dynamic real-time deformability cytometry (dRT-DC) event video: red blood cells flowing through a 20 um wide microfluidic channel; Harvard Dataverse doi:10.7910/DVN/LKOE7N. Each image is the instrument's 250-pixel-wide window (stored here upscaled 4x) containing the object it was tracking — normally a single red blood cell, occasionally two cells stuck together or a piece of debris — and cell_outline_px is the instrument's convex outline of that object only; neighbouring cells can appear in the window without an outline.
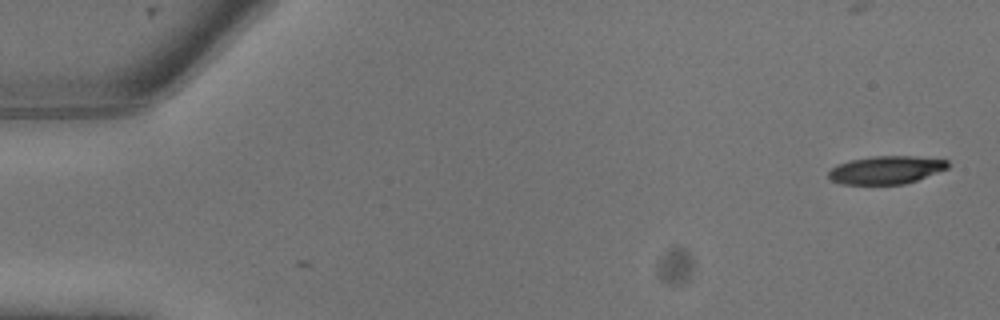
{"species": "common noctule bat (a hibernating species)", "species_latin": "Nyctalus noctula", "temperature_condition": "warm", "stored_images_in_passage": 10, "camera_frame_rate_fps": 3000, "um_per_image_px": 0.085, "animal": {"sex": "male", "body_mass_g": 13.3}, "frame": {"image": 1, "passage_image": 1, "time_ms": 0.0, "image_size_px": [1000, 320], "cell_outline_px": [[948, 168], [916, 180], [904, 184], [844, 184], [832, 180], [828, 176], [828, 172], [832, 168], [840, 164], [852, 160], [872, 156], [916, 156], [948, 160]], "centroid_in_image_um": [75.34, 14.44], "position_along_channel_um": 9.7, "area_um2": 19.19}}
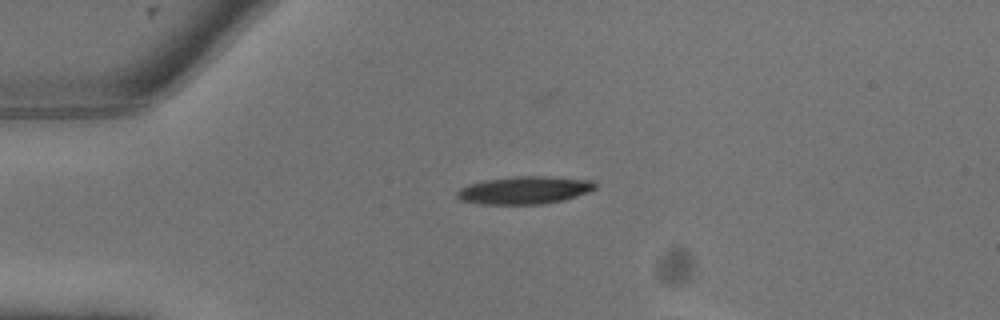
{"frame": {"image": 2, "passage_image": 6, "time_ms": 1.667, "image_size_px": [1000, 320], "cell_outline_px": [[596, 188], [588, 192], [564, 200], [540, 204], [484, 204], [460, 200], [456, 196], [456, 192], [460, 188], [468, 184], [488, 180], [516, 176], [548, 176], [592, 180], [596, 184]], "centroid_in_image_um": [44.59, 16.16], "position_along_channel_um": 40.4, "area_um2": 22.2}}
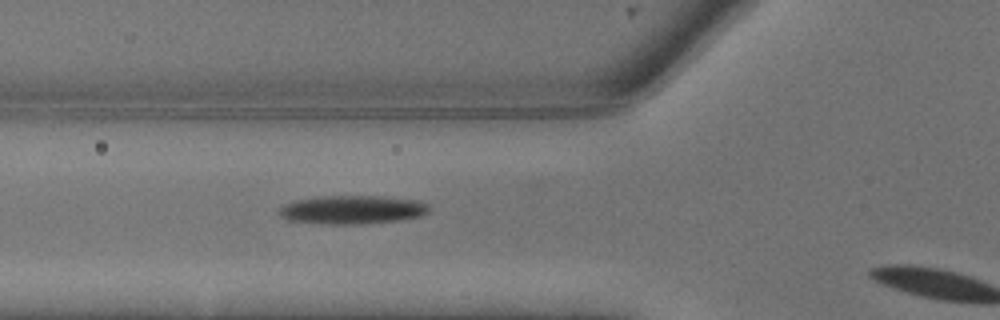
{"frame": {"image": 3, "passage_image": 9, "time_ms": 2.667, "image_size_px": [1000, 320], "cell_outline_px": [[432, 208], [428, 212], [420, 216], [400, 220], [360, 224], [328, 224], [288, 220], [280, 216], [276, 212], [284, 204], [296, 200], [320, 196], [384, 196], [420, 200], [428, 204]], "centroid_in_image_um": [29.97, 17.82], "position_along_channel_um": 95.8, "area_um2": 25.2}}